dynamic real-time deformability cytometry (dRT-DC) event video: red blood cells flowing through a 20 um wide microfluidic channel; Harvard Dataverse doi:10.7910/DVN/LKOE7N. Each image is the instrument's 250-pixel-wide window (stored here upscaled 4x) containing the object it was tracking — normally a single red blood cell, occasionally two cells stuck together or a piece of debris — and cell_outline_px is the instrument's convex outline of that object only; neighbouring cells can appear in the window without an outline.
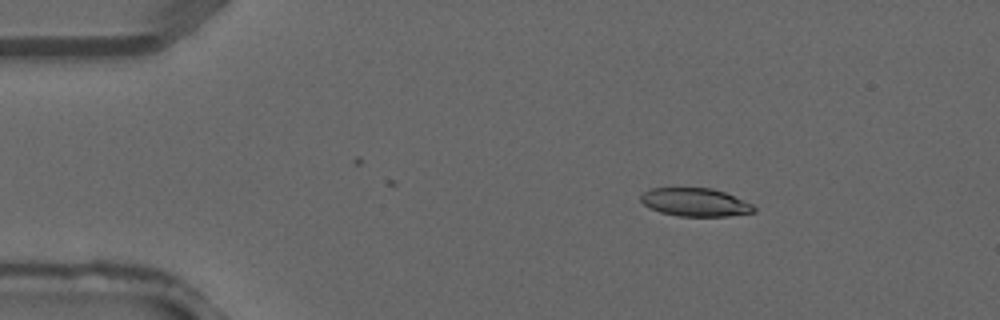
{"species": "common noctule bat (a hibernating species)", "species_latin": "Nyctalus noctula", "temperature_condition": "warm", "stored_images_in_passage": 2, "camera_frame_rate_fps": 3000, "um_per_image_px": 0.085, "animal": {"sex": "male", "forearm_length_mm": 52.5}, "frame": {"image": 1, "passage_image": 1, "time_ms": 0.0, "image_size_px": [1000, 320], "cell_outline_px": [[756, 212], [728, 216], [680, 216], [660, 212], [644, 204], [640, 200], [640, 196], [648, 188], [712, 188], [724, 192], [752, 204], [756, 208]], "centroid_in_image_um": [59.1, 17.19], "position_along_channel_um": 25.9, "area_um2": 18.5}}